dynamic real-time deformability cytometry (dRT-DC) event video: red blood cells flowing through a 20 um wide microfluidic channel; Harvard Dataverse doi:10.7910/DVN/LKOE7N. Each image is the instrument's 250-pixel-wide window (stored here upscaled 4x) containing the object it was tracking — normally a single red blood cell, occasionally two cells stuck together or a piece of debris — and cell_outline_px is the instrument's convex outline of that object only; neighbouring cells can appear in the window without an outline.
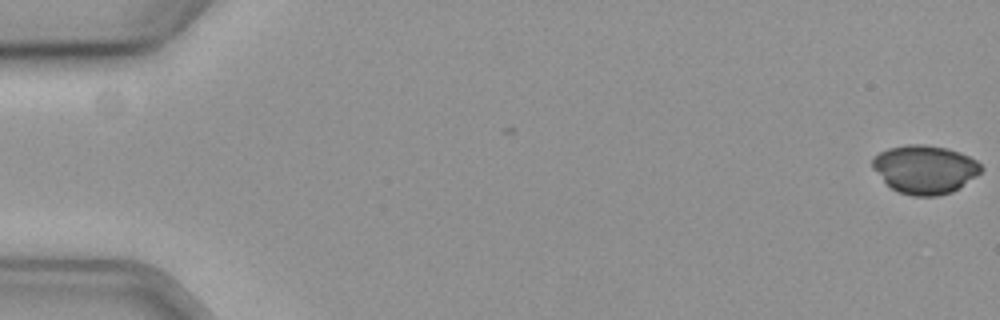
{"species": "common noctule bat (a hibernating species)", "species_latin": "Nyctalus noctula", "temperature_condition": "cold", "stored_images_in_passage": 27, "camera_frame_rate_fps": 3000, "um_per_image_px": 0.085, "animal": {"sex": "female", "body_mass_g": 19.3, "forearm_length_mm": 54.1}, "frame": {"image": 1, "passage_image": 1, "time_ms": 0.0, "image_size_px": [1000, 320], "cell_outline_px": [[984, 168], [976, 176], [960, 188], [952, 192], [936, 196], [912, 196], [896, 192], [872, 168], [872, 156], [888, 148], [908, 144], [924, 144], [948, 148], [960, 152], [976, 160]], "centroid_in_image_um": [78.61, 14.39], "position_along_channel_um": 6.4, "area_um2": 30.87}}
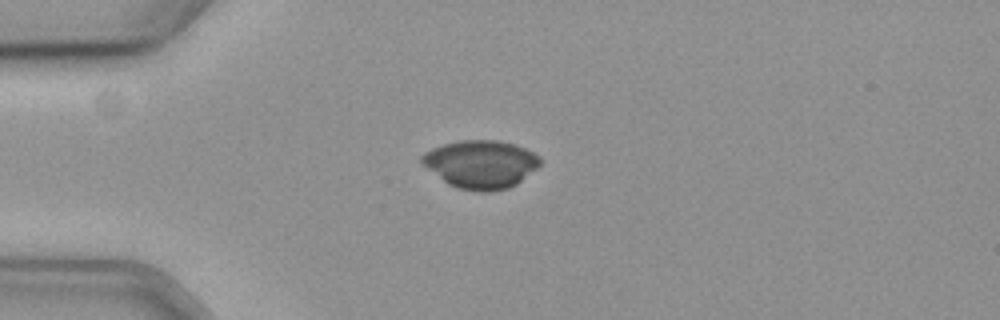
{"frame": {"image": 2, "passage_image": 16, "time_ms": 5.0, "image_size_px": [1000, 320], "cell_outline_px": [[540, 164], [536, 168], [516, 184], [508, 188], [484, 192], [460, 188], [448, 184], [420, 164], [420, 156], [424, 152], [432, 148], [444, 144], [460, 140], [496, 140], [512, 144], [524, 148], [540, 156]], "centroid_in_image_um": [40.82, 13.95], "position_along_channel_um": 44.2, "area_um2": 32.95}}
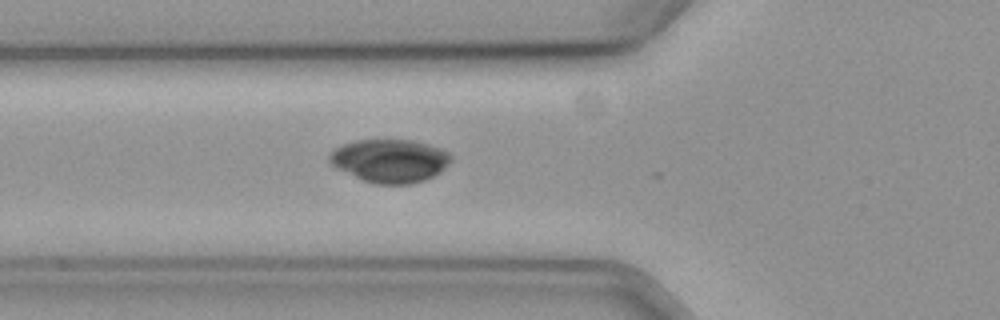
{"frame": {"image": 3, "passage_image": 22, "time_ms": 7.0, "image_size_px": [1000, 320], "cell_outline_px": [[452, 160], [440, 172], [424, 180], [408, 184], [376, 184], [364, 180], [336, 168], [328, 160], [328, 156], [336, 148], [344, 144], [356, 140], [412, 140], [428, 144], [440, 148], [448, 152], [452, 156]], "centroid_in_image_um": [33.15, 13.66], "position_along_channel_um": 92.6, "area_um2": 30.4}}